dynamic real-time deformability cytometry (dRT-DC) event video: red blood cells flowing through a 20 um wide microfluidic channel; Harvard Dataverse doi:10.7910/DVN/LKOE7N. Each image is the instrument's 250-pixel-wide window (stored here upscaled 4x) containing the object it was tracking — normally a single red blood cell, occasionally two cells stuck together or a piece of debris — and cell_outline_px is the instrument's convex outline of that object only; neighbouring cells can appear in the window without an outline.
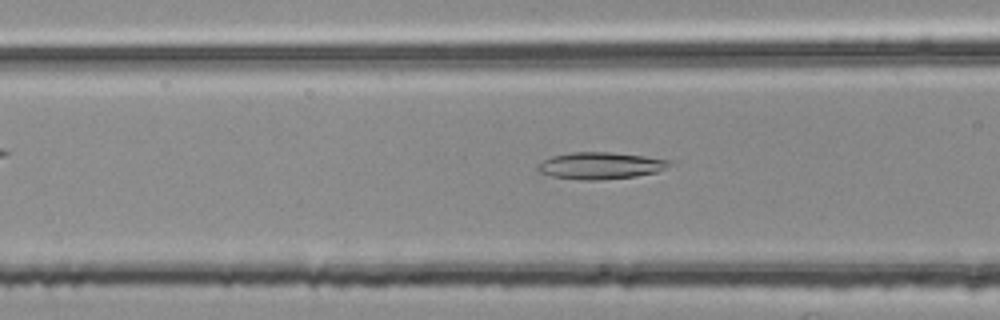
{"species": "common noctule bat (a hibernating species)", "species_latin": "Nyctalus noctula", "temperature_condition": "room temperature", "stored_images_in_passage": 31, "camera_frame_rate_fps": 3000, "um_per_image_px": 0.085, "animal": {"sex": "female", "body_mass_g": 25.1}, "frame": {"image": 1, "passage_image": 4, "time_ms": 1.0, "image_size_px": [1000, 320], "cell_outline_px": [[672, 164], [656, 172], [636, 176], [600, 180], [580, 180], [552, 176], [540, 172], [536, 168], [536, 164], [552, 156], [572, 152], [612, 152], [644, 156], [672, 160]], "centroid_in_image_um": [51.02, 14.07], "position_along_channel_um": 115.6, "area_um2": 20.63}}
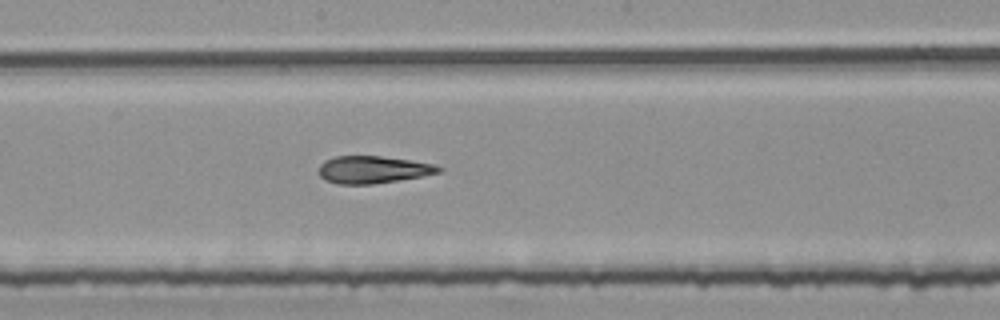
{"frame": {"image": 2, "passage_image": 12, "time_ms": 3.667, "image_size_px": [1000, 320], "cell_outline_px": [[444, 168], [440, 172], [420, 176], [372, 184], [336, 184], [324, 180], [320, 176], [320, 164], [324, 160], [336, 156], [380, 156], [436, 164]], "centroid_in_image_um": [31.68, 14.41], "position_along_channel_um": 216.5, "area_um2": 18.96}}
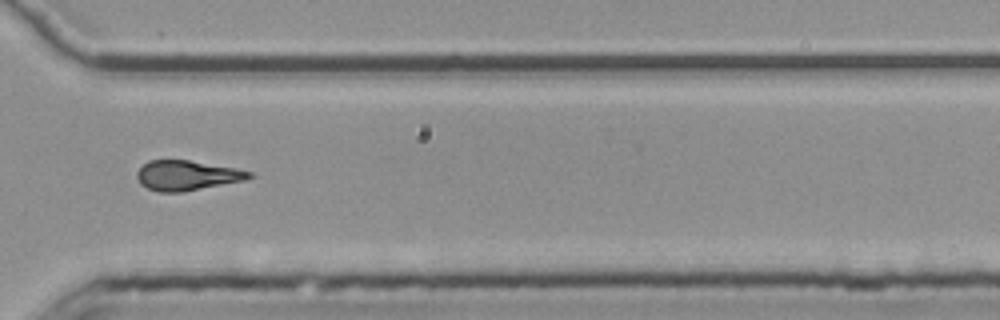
{"frame": {"image": 3, "passage_image": 23, "time_ms": 7.333, "image_size_px": [1000, 320], "cell_outline_px": [[256, 176], [244, 180], [184, 192], [160, 192], [148, 188], [140, 184], [136, 176], [136, 172], [148, 160], [188, 160], [236, 168], [252, 172]], "centroid_in_image_um": [15.89, 14.91], "position_along_channel_um": 354.7, "area_um2": 19.59}}